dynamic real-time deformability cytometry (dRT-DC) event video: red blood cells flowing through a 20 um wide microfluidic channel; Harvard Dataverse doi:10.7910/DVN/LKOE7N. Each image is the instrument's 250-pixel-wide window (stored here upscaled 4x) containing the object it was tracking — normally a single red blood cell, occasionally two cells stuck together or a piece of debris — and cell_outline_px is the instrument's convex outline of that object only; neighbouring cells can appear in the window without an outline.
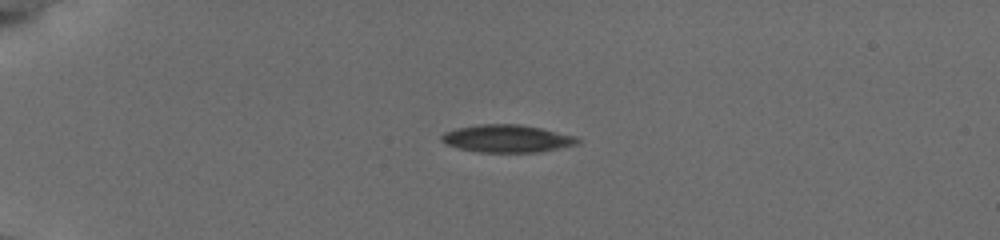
{"species": "common noctule bat (a hibernating species)", "species_latin": "Nyctalus noctula", "temperature_condition": "cold", "stored_images_in_passage": 41, "camera_frame_rate_fps": 3000, "um_per_image_px": 0.085, "animal": {"sex": "female", "body_mass_g": 19.5, "forearm_length_mm": 54.1}, "frame": {"image": 1, "passage_image": 1, "time_ms": 0.0, "image_size_px": [1000, 240], "cell_outline_px": [[580, 144], [540, 152], [480, 152], [460, 148], [448, 144], [440, 140], [440, 136], [444, 132], [456, 128], [480, 124], [520, 124], [540, 128], [576, 136], [580, 140]], "centroid_in_image_um": [43.12, 11.78], "position_along_channel_um": 41.9, "area_um2": 21.85}}
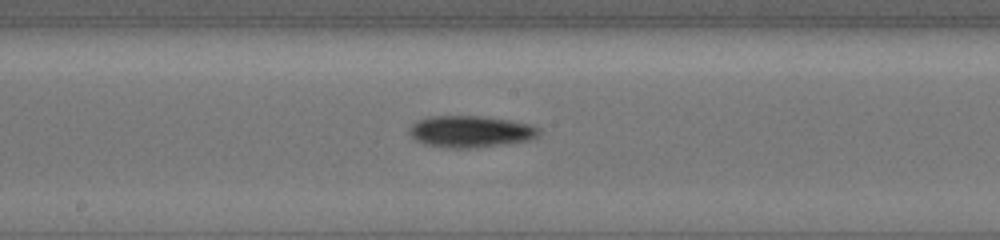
{"frame": {"image": 2, "passage_image": 18, "time_ms": 5.667, "image_size_px": [1000, 240], "cell_outline_px": [[540, 132], [532, 140], [476, 148], [444, 148], [424, 144], [416, 140], [408, 132], [408, 128], [416, 120], [432, 116], [480, 116], [508, 120], [528, 124], [540, 128]], "centroid_in_image_um": [39.96, 11.19], "position_along_channel_um": 208.2, "area_um2": 24.04}}
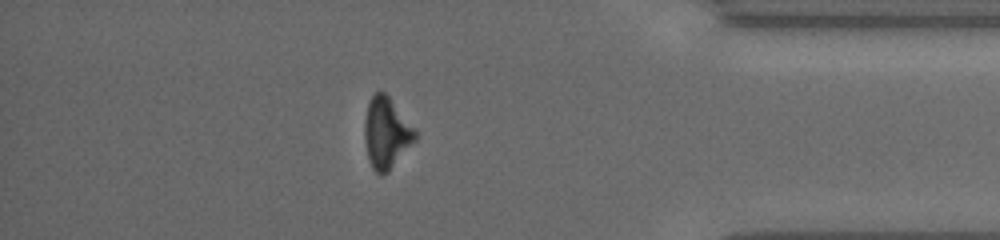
{"frame": {"image": 3, "passage_image": 35, "time_ms": 11.333, "image_size_px": [1000, 240], "cell_outline_px": [[416, 140], [388, 172], [376, 172], [372, 168], [368, 160], [364, 140], [364, 120], [368, 104], [372, 96], [376, 92], [384, 92], [388, 96], [416, 128]], "centroid_in_image_um": [32.84, 11.3], "position_along_channel_um": 402.4, "area_um2": 20.92}, "authors_computed_cell_mechanics": {"area_um2": 22.6576, "velocity_mm_per_s": 3.8416, "shape_relaxation_time_tau1_ms": 2.3195, "shape_relaxation_time_tau2_ms": null, "deformation_change_tau1": 0.0943, "deformation_change_tau2": null}}